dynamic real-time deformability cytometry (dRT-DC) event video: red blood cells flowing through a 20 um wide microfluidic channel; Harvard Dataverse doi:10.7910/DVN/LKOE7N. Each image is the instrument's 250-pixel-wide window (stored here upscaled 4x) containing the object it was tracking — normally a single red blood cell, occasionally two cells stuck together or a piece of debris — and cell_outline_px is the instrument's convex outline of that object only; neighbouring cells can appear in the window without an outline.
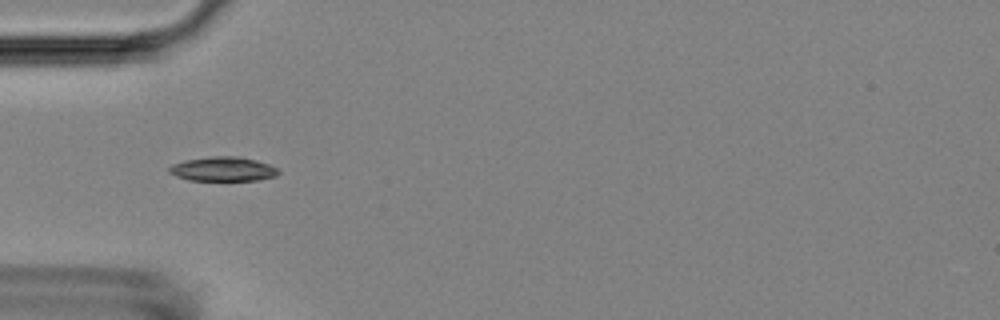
{"species": "Egyptian fruit bat (a non-hibernating species)", "species_latin": "Rousettus aegyptiacus", "temperature_condition": "room temperature", "stored_images_in_passage": 39, "camera_frame_rate_fps": 3000, "um_per_image_px": 0.085, "animal": {"sex": "female"}, "frame": {"image": 1, "passage_image": 3, "time_ms": 0.667, "image_size_px": [1000, 320], "cell_outline_px": [[280, 172], [276, 176], [260, 180], [188, 180], [176, 176], [168, 172], [168, 168], [172, 164], [184, 160], [212, 156], [240, 156], [256, 160], [268, 164], [276, 168]], "centroid_in_image_um": [18.94, 14.36], "position_along_channel_um": 66.1, "area_um2": 15.55}}
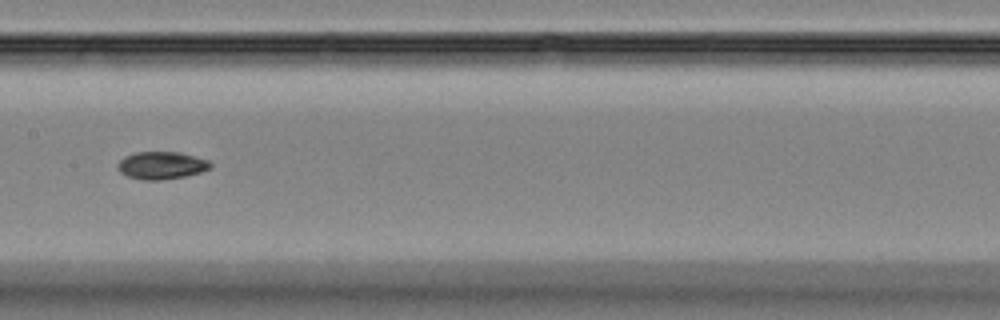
{"frame": {"image": 2, "passage_image": 13, "time_ms": 4.0, "image_size_px": [1000, 320], "cell_outline_px": [[212, 168], [200, 172], [184, 176], [160, 180], [144, 180], [128, 176], [120, 172], [116, 168], [116, 164], [124, 156], [136, 152], [180, 152], [208, 160], [212, 164]], "centroid_in_image_um": [13.71, 14.05], "position_along_channel_um": 193.7, "area_um2": 14.91}}
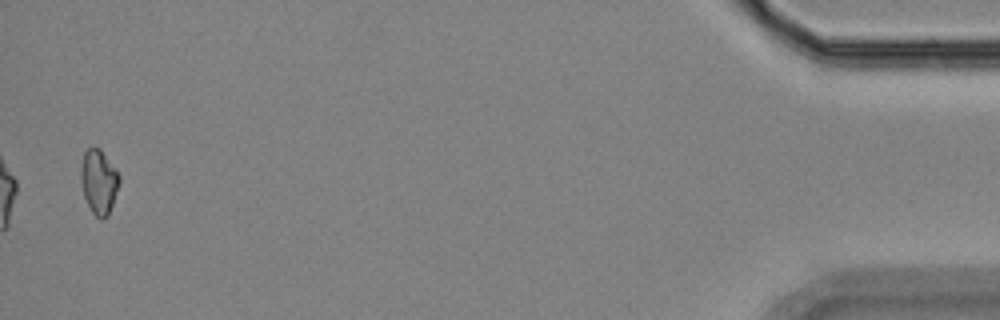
{"frame": {"image": 3, "passage_image": 38, "time_ms": 12.333, "image_size_px": [1000, 320], "cell_outline_px": [[120, 184], [108, 216], [104, 220], [100, 220], [92, 212], [84, 196], [80, 180], [80, 168], [84, 152], [88, 148], [100, 148], [116, 168], [120, 176]], "centroid_in_image_um": [8.41, 15.45], "position_along_channel_um": 426.8, "area_um2": 14.68}, "authors_computed_cell_mechanics": {"area_um2": 14.5078, "velocity_mm_per_s": 3.8114, "shape_relaxation_time_tau1_ms": 8.8466, "shape_relaxation_time_tau2_ms": null, "deformation_change_tau1": 0.2245, "deformation_change_tau2": null}}